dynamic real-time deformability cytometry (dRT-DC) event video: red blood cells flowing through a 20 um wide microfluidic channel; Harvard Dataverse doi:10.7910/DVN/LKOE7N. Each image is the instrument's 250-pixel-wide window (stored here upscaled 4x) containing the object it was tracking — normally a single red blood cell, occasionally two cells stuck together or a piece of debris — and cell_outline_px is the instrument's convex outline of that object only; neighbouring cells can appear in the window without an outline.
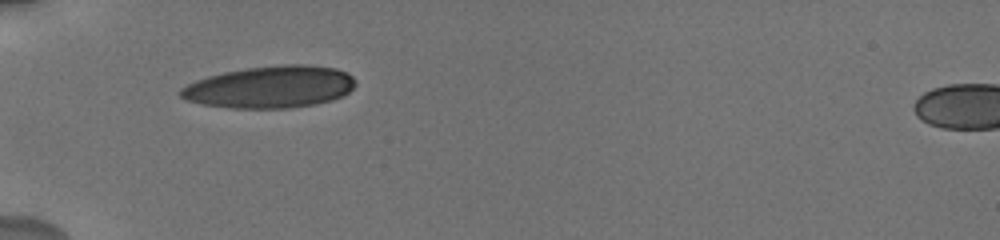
{"species": "human", "species_latin": "Homo sapiens", "temperature_condition": "cold", "stored_images_in_passage": 47, "camera_frame_rate_fps": 3000, "um_per_image_px": 0.085, "donor": {"sex": "male"}, "frame": {"image": 1, "passage_image": 1, "time_ms": 0.0, "image_size_px": [1000, 240], "cell_outline_px": [[356, 84], [344, 96], [332, 100], [316, 104], [288, 108], [232, 108], [200, 104], [188, 100], [180, 96], [180, 88], [196, 80], [208, 76], [224, 72], [248, 68], [284, 64], [308, 64], [336, 68], [348, 72], [356, 80]], "centroid_in_image_um": [23.01, 7.39], "position_along_channel_um": 62.0, "area_um2": 43.0}}
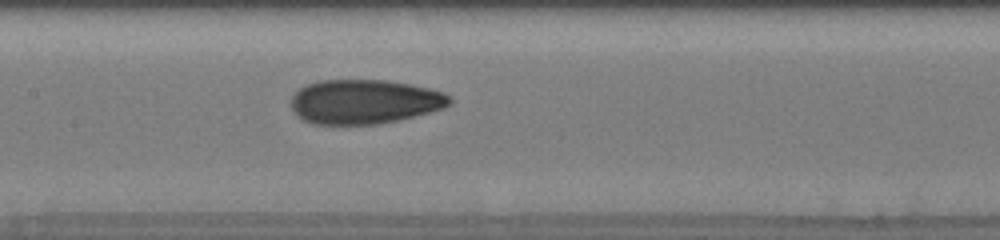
{"frame": {"image": 2, "passage_image": 15, "time_ms": 3.333, "image_size_px": [1000, 240], "cell_outline_px": [[452, 104], [444, 108], [396, 120], [376, 124], [312, 124], [296, 116], [292, 108], [292, 96], [300, 88], [308, 84], [320, 80], [388, 80], [412, 84], [432, 88], [444, 92], [452, 96]], "centroid_in_image_um": [31.01, 8.63], "position_along_channel_um": 176.4, "area_um2": 41.15}}
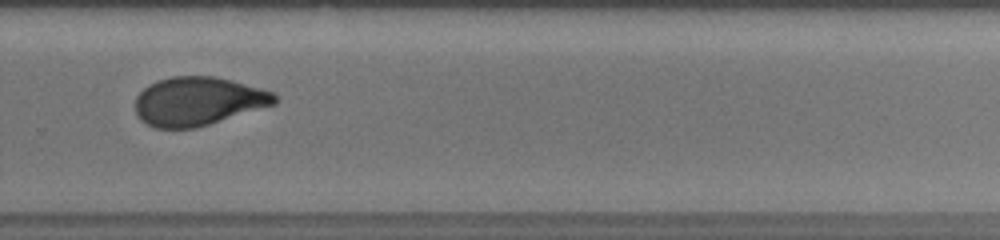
{"frame": {"image": 3, "passage_image": 29, "time_ms": 7.0, "image_size_px": [1000, 240], "cell_outline_px": [[276, 104], [196, 128], [156, 128], [140, 120], [136, 112], [136, 96], [148, 84], [172, 76], [212, 76], [232, 80], [260, 88], [272, 92], [276, 96]], "centroid_in_image_um": [16.82, 8.61], "position_along_channel_um": 313.0, "area_um2": 39.3}, "authors_computed_cell_mechanics": {"area_um2": 40.9224, "velocity_mm_per_s": 3.74, "shape_relaxation_time_tau1_ms": 5.2795, "shape_relaxation_time_tau2_ms": 1.4218, "deformation_change_tau1": 0.1701, "deformation_change_tau2": 0.0714}}